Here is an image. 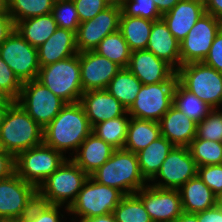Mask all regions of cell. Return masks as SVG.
Instances as JSON below:
<instances>
[{
	"mask_svg": "<svg viewBox=\"0 0 222 222\" xmlns=\"http://www.w3.org/2000/svg\"><path fill=\"white\" fill-rule=\"evenodd\" d=\"M0 89L5 91L14 101H17L22 83L16 77L11 68L2 60L0 56Z\"/></svg>",
	"mask_w": 222,
	"mask_h": 222,
	"instance_id": "obj_41",
	"label": "cell"
},
{
	"mask_svg": "<svg viewBox=\"0 0 222 222\" xmlns=\"http://www.w3.org/2000/svg\"><path fill=\"white\" fill-rule=\"evenodd\" d=\"M174 222H199L197 213L183 212Z\"/></svg>",
	"mask_w": 222,
	"mask_h": 222,
	"instance_id": "obj_50",
	"label": "cell"
},
{
	"mask_svg": "<svg viewBox=\"0 0 222 222\" xmlns=\"http://www.w3.org/2000/svg\"><path fill=\"white\" fill-rule=\"evenodd\" d=\"M15 173V157L9 153L0 150V180L10 177Z\"/></svg>",
	"mask_w": 222,
	"mask_h": 222,
	"instance_id": "obj_45",
	"label": "cell"
},
{
	"mask_svg": "<svg viewBox=\"0 0 222 222\" xmlns=\"http://www.w3.org/2000/svg\"><path fill=\"white\" fill-rule=\"evenodd\" d=\"M88 175L70 158L53 172L37 189L38 200L53 205L69 207L76 200Z\"/></svg>",
	"mask_w": 222,
	"mask_h": 222,
	"instance_id": "obj_4",
	"label": "cell"
},
{
	"mask_svg": "<svg viewBox=\"0 0 222 222\" xmlns=\"http://www.w3.org/2000/svg\"><path fill=\"white\" fill-rule=\"evenodd\" d=\"M205 12L222 21V0H204Z\"/></svg>",
	"mask_w": 222,
	"mask_h": 222,
	"instance_id": "obj_48",
	"label": "cell"
},
{
	"mask_svg": "<svg viewBox=\"0 0 222 222\" xmlns=\"http://www.w3.org/2000/svg\"><path fill=\"white\" fill-rule=\"evenodd\" d=\"M141 86L140 80L128 68H121L109 82L106 90L128 110Z\"/></svg>",
	"mask_w": 222,
	"mask_h": 222,
	"instance_id": "obj_30",
	"label": "cell"
},
{
	"mask_svg": "<svg viewBox=\"0 0 222 222\" xmlns=\"http://www.w3.org/2000/svg\"><path fill=\"white\" fill-rule=\"evenodd\" d=\"M203 63L222 73V28L216 34L209 53Z\"/></svg>",
	"mask_w": 222,
	"mask_h": 222,
	"instance_id": "obj_44",
	"label": "cell"
},
{
	"mask_svg": "<svg viewBox=\"0 0 222 222\" xmlns=\"http://www.w3.org/2000/svg\"><path fill=\"white\" fill-rule=\"evenodd\" d=\"M178 81L142 84L135 101L127 110L130 117L159 122L173 106L174 88Z\"/></svg>",
	"mask_w": 222,
	"mask_h": 222,
	"instance_id": "obj_10",
	"label": "cell"
},
{
	"mask_svg": "<svg viewBox=\"0 0 222 222\" xmlns=\"http://www.w3.org/2000/svg\"><path fill=\"white\" fill-rule=\"evenodd\" d=\"M222 143V108L212 109L209 114L197 124L196 137Z\"/></svg>",
	"mask_w": 222,
	"mask_h": 222,
	"instance_id": "obj_38",
	"label": "cell"
},
{
	"mask_svg": "<svg viewBox=\"0 0 222 222\" xmlns=\"http://www.w3.org/2000/svg\"><path fill=\"white\" fill-rule=\"evenodd\" d=\"M197 167L222 164V143L204 139H193L188 146Z\"/></svg>",
	"mask_w": 222,
	"mask_h": 222,
	"instance_id": "obj_36",
	"label": "cell"
},
{
	"mask_svg": "<svg viewBox=\"0 0 222 222\" xmlns=\"http://www.w3.org/2000/svg\"><path fill=\"white\" fill-rule=\"evenodd\" d=\"M127 68L144 85L178 81L176 70L147 49L131 51Z\"/></svg>",
	"mask_w": 222,
	"mask_h": 222,
	"instance_id": "obj_18",
	"label": "cell"
},
{
	"mask_svg": "<svg viewBox=\"0 0 222 222\" xmlns=\"http://www.w3.org/2000/svg\"><path fill=\"white\" fill-rule=\"evenodd\" d=\"M37 200V188L16 173L0 180V220L22 219Z\"/></svg>",
	"mask_w": 222,
	"mask_h": 222,
	"instance_id": "obj_11",
	"label": "cell"
},
{
	"mask_svg": "<svg viewBox=\"0 0 222 222\" xmlns=\"http://www.w3.org/2000/svg\"><path fill=\"white\" fill-rule=\"evenodd\" d=\"M115 222H153L142 200L136 195H125L113 211Z\"/></svg>",
	"mask_w": 222,
	"mask_h": 222,
	"instance_id": "obj_34",
	"label": "cell"
},
{
	"mask_svg": "<svg viewBox=\"0 0 222 222\" xmlns=\"http://www.w3.org/2000/svg\"><path fill=\"white\" fill-rule=\"evenodd\" d=\"M18 102L43 129L59 114L66 102L39 81L22 83Z\"/></svg>",
	"mask_w": 222,
	"mask_h": 222,
	"instance_id": "obj_9",
	"label": "cell"
},
{
	"mask_svg": "<svg viewBox=\"0 0 222 222\" xmlns=\"http://www.w3.org/2000/svg\"><path fill=\"white\" fill-rule=\"evenodd\" d=\"M94 51L121 68H127L131 57V50L119 30L106 36Z\"/></svg>",
	"mask_w": 222,
	"mask_h": 222,
	"instance_id": "obj_33",
	"label": "cell"
},
{
	"mask_svg": "<svg viewBox=\"0 0 222 222\" xmlns=\"http://www.w3.org/2000/svg\"><path fill=\"white\" fill-rule=\"evenodd\" d=\"M218 205L222 208V195L218 198Z\"/></svg>",
	"mask_w": 222,
	"mask_h": 222,
	"instance_id": "obj_57",
	"label": "cell"
},
{
	"mask_svg": "<svg viewBox=\"0 0 222 222\" xmlns=\"http://www.w3.org/2000/svg\"><path fill=\"white\" fill-rule=\"evenodd\" d=\"M110 4H118L121 5L124 0H107Z\"/></svg>",
	"mask_w": 222,
	"mask_h": 222,
	"instance_id": "obj_55",
	"label": "cell"
},
{
	"mask_svg": "<svg viewBox=\"0 0 222 222\" xmlns=\"http://www.w3.org/2000/svg\"><path fill=\"white\" fill-rule=\"evenodd\" d=\"M161 136L177 147H188L196 137L197 123L172 106L159 121Z\"/></svg>",
	"mask_w": 222,
	"mask_h": 222,
	"instance_id": "obj_21",
	"label": "cell"
},
{
	"mask_svg": "<svg viewBox=\"0 0 222 222\" xmlns=\"http://www.w3.org/2000/svg\"><path fill=\"white\" fill-rule=\"evenodd\" d=\"M146 49L170 64L175 70L181 66L180 43L161 18L153 22Z\"/></svg>",
	"mask_w": 222,
	"mask_h": 222,
	"instance_id": "obj_22",
	"label": "cell"
},
{
	"mask_svg": "<svg viewBox=\"0 0 222 222\" xmlns=\"http://www.w3.org/2000/svg\"><path fill=\"white\" fill-rule=\"evenodd\" d=\"M37 81L66 103L80 102L83 94L79 53L55 63L42 66Z\"/></svg>",
	"mask_w": 222,
	"mask_h": 222,
	"instance_id": "obj_6",
	"label": "cell"
},
{
	"mask_svg": "<svg viewBox=\"0 0 222 222\" xmlns=\"http://www.w3.org/2000/svg\"><path fill=\"white\" fill-rule=\"evenodd\" d=\"M52 15L59 28L77 32L80 19L73 0L56 2L53 5Z\"/></svg>",
	"mask_w": 222,
	"mask_h": 222,
	"instance_id": "obj_39",
	"label": "cell"
},
{
	"mask_svg": "<svg viewBox=\"0 0 222 222\" xmlns=\"http://www.w3.org/2000/svg\"><path fill=\"white\" fill-rule=\"evenodd\" d=\"M8 11V0H0V13Z\"/></svg>",
	"mask_w": 222,
	"mask_h": 222,
	"instance_id": "obj_54",
	"label": "cell"
},
{
	"mask_svg": "<svg viewBox=\"0 0 222 222\" xmlns=\"http://www.w3.org/2000/svg\"><path fill=\"white\" fill-rule=\"evenodd\" d=\"M9 107L10 106H0V127L3 124L4 117H5Z\"/></svg>",
	"mask_w": 222,
	"mask_h": 222,
	"instance_id": "obj_53",
	"label": "cell"
},
{
	"mask_svg": "<svg viewBox=\"0 0 222 222\" xmlns=\"http://www.w3.org/2000/svg\"><path fill=\"white\" fill-rule=\"evenodd\" d=\"M80 103L85 110L91 127L127 113V109L106 89L83 92Z\"/></svg>",
	"mask_w": 222,
	"mask_h": 222,
	"instance_id": "obj_19",
	"label": "cell"
},
{
	"mask_svg": "<svg viewBox=\"0 0 222 222\" xmlns=\"http://www.w3.org/2000/svg\"><path fill=\"white\" fill-rule=\"evenodd\" d=\"M54 3L61 2V1H67V0H52Z\"/></svg>",
	"mask_w": 222,
	"mask_h": 222,
	"instance_id": "obj_58",
	"label": "cell"
},
{
	"mask_svg": "<svg viewBox=\"0 0 222 222\" xmlns=\"http://www.w3.org/2000/svg\"><path fill=\"white\" fill-rule=\"evenodd\" d=\"M79 63L83 92L106 89L109 82L121 69L115 62L95 51L79 53Z\"/></svg>",
	"mask_w": 222,
	"mask_h": 222,
	"instance_id": "obj_17",
	"label": "cell"
},
{
	"mask_svg": "<svg viewBox=\"0 0 222 222\" xmlns=\"http://www.w3.org/2000/svg\"><path fill=\"white\" fill-rule=\"evenodd\" d=\"M173 106L197 124L212 110L210 106L186 90L179 82L174 88Z\"/></svg>",
	"mask_w": 222,
	"mask_h": 222,
	"instance_id": "obj_31",
	"label": "cell"
},
{
	"mask_svg": "<svg viewBox=\"0 0 222 222\" xmlns=\"http://www.w3.org/2000/svg\"><path fill=\"white\" fill-rule=\"evenodd\" d=\"M153 22L141 17L120 16L119 31L127 42L131 51L146 49Z\"/></svg>",
	"mask_w": 222,
	"mask_h": 222,
	"instance_id": "obj_29",
	"label": "cell"
},
{
	"mask_svg": "<svg viewBox=\"0 0 222 222\" xmlns=\"http://www.w3.org/2000/svg\"><path fill=\"white\" fill-rule=\"evenodd\" d=\"M197 175L218 198L222 195V164L200 166Z\"/></svg>",
	"mask_w": 222,
	"mask_h": 222,
	"instance_id": "obj_42",
	"label": "cell"
},
{
	"mask_svg": "<svg viewBox=\"0 0 222 222\" xmlns=\"http://www.w3.org/2000/svg\"><path fill=\"white\" fill-rule=\"evenodd\" d=\"M15 101L2 89H0V106H11Z\"/></svg>",
	"mask_w": 222,
	"mask_h": 222,
	"instance_id": "obj_52",
	"label": "cell"
},
{
	"mask_svg": "<svg viewBox=\"0 0 222 222\" xmlns=\"http://www.w3.org/2000/svg\"><path fill=\"white\" fill-rule=\"evenodd\" d=\"M67 158L60 151L42 143L15 157V173L38 189Z\"/></svg>",
	"mask_w": 222,
	"mask_h": 222,
	"instance_id": "obj_8",
	"label": "cell"
},
{
	"mask_svg": "<svg viewBox=\"0 0 222 222\" xmlns=\"http://www.w3.org/2000/svg\"><path fill=\"white\" fill-rule=\"evenodd\" d=\"M135 194L153 222H174L183 213L178 189H161L147 184Z\"/></svg>",
	"mask_w": 222,
	"mask_h": 222,
	"instance_id": "obj_16",
	"label": "cell"
},
{
	"mask_svg": "<svg viewBox=\"0 0 222 222\" xmlns=\"http://www.w3.org/2000/svg\"><path fill=\"white\" fill-rule=\"evenodd\" d=\"M82 222H115V218L113 213H110L103 216H96Z\"/></svg>",
	"mask_w": 222,
	"mask_h": 222,
	"instance_id": "obj_51",
	"label": "cell"
},
{
	"mask_svg": "<svg viewBox=\"0 0 222 222\" xmlns=\"http://www.w3.org/2000/svg\"><path fill=\"white\" fill-rule=\"evenodd\" d=\"M121 5L111 4L93 19L80 23L76 35L78 53L94 51L109 34L119 30Z\"/></svg>",
	"mask_w": 222,
	"mask_h": 222,
	"instance_id": "obj_15",
	"label": "cell"
},
{
	"mask_svg": "<svg viewBox=\"0 0 222 222\" xmlns=\"http://www.w3.org/2000/svg\"><path fill=\"white\" fill-rule=\"evenodd\" d=\"M43 143V128L18 102H14L0 127V147L16 157L20 152Z\"/></svg>",
	"mask_w": 222,
	"mask_h": 222,
	"instance_id": "obj_3",
	"label": "cell"
},
{
	"mask_svg": "<svg viewBox=\"0 0 222 222\" xmlns=\"http://www.w3.org/2000/svg\"><path fill=\"white\" fill-rule=\"evenodd\" d=\"M0 56L21 83L37 79L40 70L38 50L16 30L0 46Z\"/></svg>",
	"mask_w": 222,
	"mask_h": 222,
	"instance_id": "obj_12",
	"label": "cell"
},
{
	"mask_svg": "<svg viewBox=\"0 0 222 222\" xmlns=\"http://www.w3.org/2000/svg\"><path fill=\"white\" fill-rule=\"evenodd\" d=\"M121 8L126 16L141 17L151 21L162 17L153 0H124Z\"/></svg>",
	"mask_w": 222,
	"mask_h": 222,
	"instance_id": "obj_40",
	"label": "cell"
},
{
	"mask_svg": "<svg viewBox=\"0 0 222 222\" xmlns=\"http://www.w3.org/2000/svg\"><path fill=\"white\" fill-rule=\"evenodd\" d=\"M130 118V115L126 113L123 116L97 123L92 127V133L115 149H122L125 144Z\"/></svg>",
	"mask_w": 222,
	"mask_h": 222,
	"instance_id": "obj_32",
	"label": "cell"
},
{
	"mask_svg": "<svg viewBox=\"0 0 222 222\" xmlns=\"http://www.w3.org/2000/svg\"><path fill=\"white\" fill-rule=\"evenodd\" d=\"M205 13L204 0H180L161 18L172 35L181 43L197 20Z\"/></svg>",
	"mask_w": 222,
	"mask_h": 222,
	"instance_id": "obj_20",
	"label": "cell"
},
{
	"mask_svg": "<svg viewBox=\"0 0 222 222\" xmlns=\"http://www.w3.org/2000/svg\"><path fill=\"white\" fill-rule=\"evenodd\" d=\"M14 30H16V24L8 11L0 13V46L14 32Z\"/></svg>",
	"mask_w": 222,
	"mask_h": 222,
	"instance_id": "obj_46",
	"label": "cell"
},
{
	"mask_svg": "<svg viewBox=\"0 0 222 222\" xmlns=\"http://www.w3.org/2000/svg\"><path fill=\"white\" fill-rule=\"evenodd\" d=\"M90 177L99 184L120 190L124 195L135 194L148 184L141 175L136 153L124 148L115 149Z\"/></svg>",
	"mask_w": 222,
	"mask_h": 222,
	"instance_id": "obj_2",
	"label": "cell"
},
{
	"mask_svg": "<svg viewBox=\"0 0 222 222\" xmlns=\"http://www.w3.org/2000/svg\"><path fill=\"white\" fill-rule=\"evenodd\" d=\"M221 28L222 21L211 14L205 13L199 18L180 43L181 65L203 62Z\"/></svg>",
	"mask_w": 222,
	"mask_h": 222,
	"instance_id": "obj_14",
	"label": "cell"
},
{
	"mask_svg": "<svg viewBox=\"0 0 222 222\" xmlns=\"http://www.w3.org/2000/svg\"><path fill=\"white\" fill-rule=\"evenodd\" d=\"M161 137L159 122L130 118L124 149L137 153Z\"/></svg>",
	"mask_w": 222,
	"mask_h": 222,
	"instance_id": "obj_28",
	"label": "cell"
},
{
	"mask_svg": "<svg viewBox=\"0 0 222 222\" xmlns=\"http://www.w3.org/2000/svg\"><path fill=\"white\" fill-rule=\"evenodd\" d=\"M0 222H23V219L0 220Z\"/></svg>",
	"mask_w": 222,
	"mask_h": 222,
	"instance_id": "obj_56",
	"label": "cell"
},
{
	"mask_svg": "<svg viewBox=\"0 0 222 222\" xmlns=\"http://www.w3.org/2000/svg\"><path fill=\"white\" fill-rule=\"evenodd\" d=\"M183 212L199 213L215 207L218 197L197 175L189 179L179 189Z\"/></svg>",
	"mask_w": 222,
	"mask_h": 222,
	"instance_id": "obj_25",
	"label": "cell"
},
{
	"mask_svg": "<svg viewBox=\"0 0 222 222\" xmlns=\"http://www.w3.org/2000/svg\"><path fill=\"white\" fill-rule=\"evenodd\" d=\"M91 132L92 127L82 104L66 103L43 129V143L71 158Z\"/></svg>",
	"mask_w": 222,
	"mask_h": 222,
	"instance_id": "obj_1",
	"label": "cell"
},
{
	"mask_svg": "<svg viewBox=\"0 0 222 222\" xmlns=\"http://www.w3.org/2000/svg\"><path fill=\"white\" fill-rule=\"evenodd\" d=\"M52 0H8V13L15 24L27 18L52 13Z\"/></svg>",
	"mask_w": 222,
	"mask_h": 222,
	"instance_id": "obj_35",
	"label": "cell"
},
{
	"mask_svg": "<svg viewBox=\"0 0 222 222\" xmlns=\"http://www.w3.org/2000/svg\"><path fill=\"white\" fill-rule=\"evenodd\" d=\"M197 173L198 167L188 147L174 146L148 184L161 189H179Z\"/></svg>",
	"mask_w": 222,
	"mask_h": 222,
	"instance_id": "obj_13",
	"label": "cell"
},
{
	"mask_svg": "<svg viewBox=\"0 0 222 222\" xmlns=\"http://www.w3.org/2000/svg\"><path fill=\"white\" fill-rule=\"evenodd\" d=\"M174 145L161 136L136 153L141 175L149 182L159 171Z\"/></svg>",
	"mask_w": 222,
	"mask_h": 222,
	"instance_id": "obj_26",
	"label": "cell"
},
{
	"mask_svg": "<svg viewBox=\"0 0 222 222\" xmlns=\"http://www.w3.org/2000/svg\"><path fill=\"white\" fill-rule=\"evenodd\" d=\"M199 222H222V208L217 204L215 207L197 213Z\"/></svg>",
	"mask_w": 222,
	"mask_h": 222,
	"instance_id": "obj_47",
	"label": "cell"
},
{
	"mask_svg": "<svg viewBox=\"0 0 222 222\" xmlns=\"http://www.w3.org/2000/svg\"><path fill=\"white\" fill-rule=\"evenodd\" d=\"M57 28L52 13L27 18L16 23V31L36 48L46 42Z\"/></svg>",
	"mask_w": 222,
	"mask_h": 222,
	"instance_id": "obj_27",
	"label": "cell"
},
{
	"mask_svg": "<svg viewBox=\"0 0 222 222\" xmlns=\"http://www.w3.org/2000/svg\"><path fill=\"white\" fill-rule=\"evenodd\" d=\"M178 82L212 109L222 108V73L203 62L181 65L176 70Z\"/></svg>",
	"mask_w": 222,
	"mask_h": 222,
	"instance_id": "obj_7",
	"label": "cell"
},
{
	"mask_svg": "<svg viewBox=\"0 0 222 222\" xmlns=\"http://www.w3.org/2000/svg\"><path fill=\"white\" fill-rule=\"evenodd\" d=\"M22 219L23 222H65L69 219V212L64 206L46 204L37 200Z\"/></svg>",
	"mask_w": 222,
	"mask_h": 222,
	"instance_id": "obj_37",
	"label": "cell"
},
{
	"mask_svg": "<svg viewBox=\"0 0 222 222\" xmlns=\"http://www.w3.org/2000/svg\"><path fill=\"white\" fill-rule=\"evenodd\" d=\"M37 50L40 67L74 56L78 54L75 32L58 27Z\"/></svg>",
	"mask_w": 222,
	"mask_h": 222,
	"instance_id": "obj_24",
	"label": "cell"
},
{
	"mask_svg": "<svg viewBox=\"0 0 222 222\" xmlns=\"http://www.w3.org/2000/svg\"><path fill=\"white\" fill-rule=\"evenodd\" d=\"M159 13L164 15L169 12L173 7H175L180 0H153Z\"/></svg>",
	"mask_w": 222,
	"mask_h": 222,
	"instance_id": "obj_49",
	"label": "cell"
},
{
	"mask_svg": "<svg viewBox=\"0 0 222 222\" xmlns=\"http://www.w3.org/2000/svg\"><path fill=\"white\" fill-rule=\"evenodd\" d=\"M125 195L118 189L99 184L90 176L69 207V220L82 222L96 216L113 213Z\"/></svg>",
	"mask_w": 222,
	"mask_h": 222,
	"instance_id": "obj_5",
	"label": "cell"
},
{
	"mask_svg": "<svg viewBox=\"0 0 222 222\" xmlns=\"http://www.w3.org/2000/svg\"><path fill=\"white\" fill-rule=\"evenodd\" d=\"M114 151V147L91 132L70 159L90 176L112 156Z\"/></svg>",
	"mask_w": 222,
	"mask_h": 222,
	"instance_id": "obj_23",
	"label": "cell"
},
{
	"mask_svg": "<svg viewBox=\"0 0 222 222\" xmlns=\"http://www.w3.org/2000/svg\"><path fill=\"white\" fill-rule=\"evenodd\" d=\"M80 23L93 19L111 4L107 0H73Z\"/></svg>",
	"mask_w": 222,
	"mask_h": 222,
	"instance_id": "obj_43",
	"label": "cell"
}]
</instances>
